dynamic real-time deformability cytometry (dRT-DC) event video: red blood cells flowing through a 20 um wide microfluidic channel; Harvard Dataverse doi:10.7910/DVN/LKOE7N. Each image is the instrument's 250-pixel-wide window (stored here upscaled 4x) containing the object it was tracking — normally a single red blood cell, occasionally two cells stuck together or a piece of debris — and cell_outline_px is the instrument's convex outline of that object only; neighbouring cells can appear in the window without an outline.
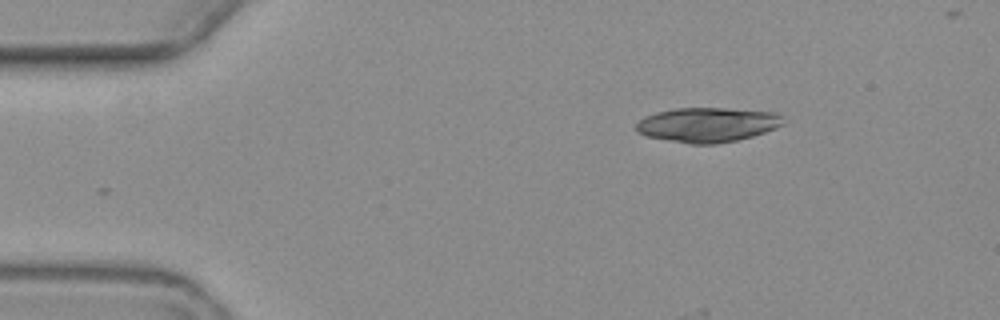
{"species": "common noctule bat (a hibernating species)", "species_latin": "Nyctalus noctula", "temperature_condition": "warm", "stored_images_in_passage": 2, "camera_frame_rate_fps": 3000, "um_per_image_px": 0.085, "animal": {"sex": "female", "body_mass_g": 19.3, "forearm_length_mm": 54.1}, "frame": {"image": 1, "passage_image": 2, "time_ms": 1.333, "image_size_px": [1000, 320], "cell_outline_px": [[784, 124], [776, 128], [752, 136], [736, 140], [716, 144], [688, 144], [648, 136], [636, 132], [636, 124], [644, 116], [656, 112], [676, 108], [724, 108], [776, 112], [784, 116]], "centroid_in_image_um": [60.15, 10.6], "position_along_channel_um": 24.8, "area_um2": 29.77}}